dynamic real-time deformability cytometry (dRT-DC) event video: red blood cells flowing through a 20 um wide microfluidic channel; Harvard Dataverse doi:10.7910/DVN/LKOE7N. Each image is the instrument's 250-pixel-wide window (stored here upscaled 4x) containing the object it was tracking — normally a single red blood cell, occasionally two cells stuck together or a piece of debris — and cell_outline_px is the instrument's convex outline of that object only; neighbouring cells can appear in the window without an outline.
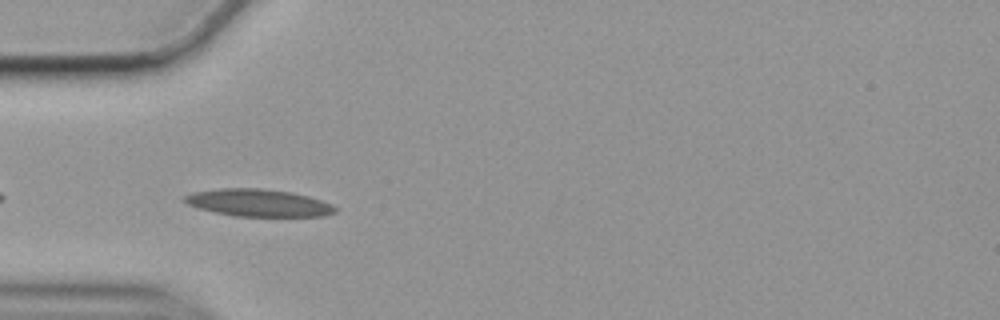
{"species": "common noctule bat (a hibernating species)", "species_latin": "Nyctalus noctula", "temperature_condition": "cold", "stored_images_in_passage": 42, "camera_frame_rate_fps": 3000, "um_per_image_px": 0.085, "animal": {"sex": "female", "body_mass_g": 19.9}, "frame": {"image": 1, "passage_image": 3, "time_ms": 0.667, "image_size_px": [1000, 320], "cell_outline_px": [[336, 212], [324, 216], [236, 216], [216, 212], [200, 208], [188, 204], [180, 200], [184, 196], [192, 192], [220, 188], [260, 188], [292, 192], [308, 196], [332, 204], [336, 208]], "centroid_in_image_um": [21.95, 17.23], "position_along_channel_um": 63.0, "area_um2": 23.93}}
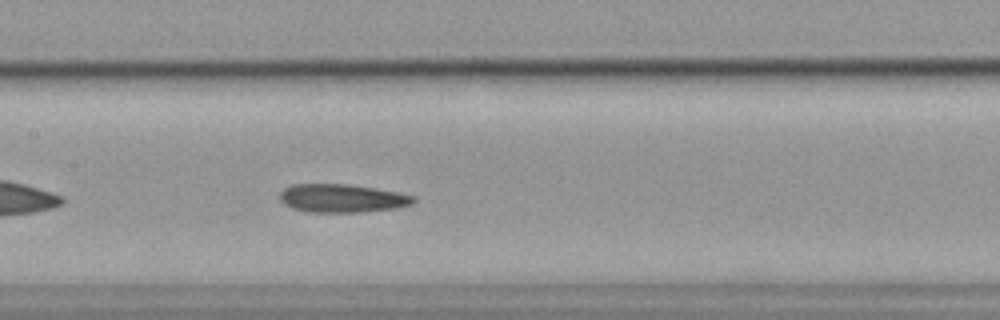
{"frame": {"image": 2, "passage_image": 13, "time_ms": 4.0, "image_size_px": [1000, 320], "cell_outline_px": [[416, 200], [412, 204], [396, 208], [360, 212], [308, 212], [292, 208], [284, 204], [280, 200], [280, 192], [284, 188], [292, 184], [348, 184], [376, 188], [400, 192], [416, 196]], "centroid_in_image_um": [29.09, 16.85], "position_along_channel_um": 178.3, "area_um2": 22.25}}
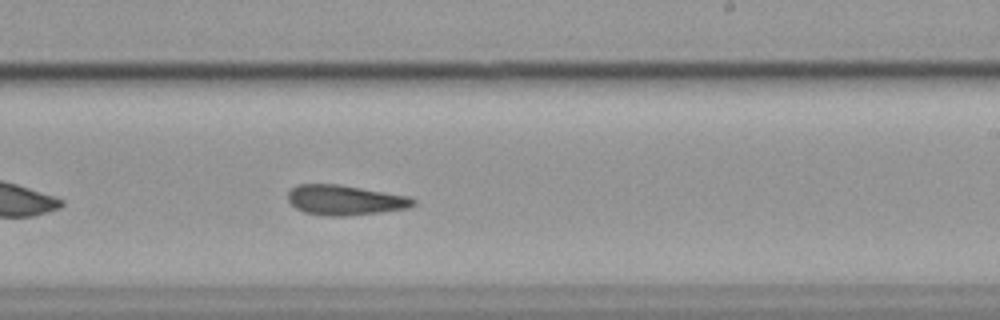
{"frame": {"image": 3, "passage_image": 20, "time_ms": 6.333, "image_size_px": [1000, 320], "cell_outline_px": [[416, 204], [408, 208], [380, 212], [348, 216], [324, 216], [304, 212], [296, 208], [288, 200], [288, 192], [296, 184], [336, 184], [408, 196], [416, 200]], "centroid_in_image_um": [29.31, 17.01], "position_along_channel_um": 259.7, "area_um2": 21.85}, "authors_computed_cell_mechanics": {"area_um2": 21.9062, "velocity_mm_per_s": 3.5068, "shape_relaxation_time_tau1_ms": null, "shape_relaxation_time_tau2_ms": 7.3979, "deformation_change_tau1": null, "deformation_change_tau2": 0.1696}}